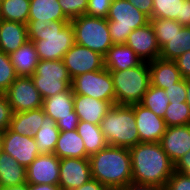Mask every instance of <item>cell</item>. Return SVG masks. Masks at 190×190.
Segmentation results:
<instances>
[{
    "instance_id": "39",
    "label": "cell",
    "mask_w": 190,
    "mask_h": 190,
    "mask_svg": "<svg viewBox=\"0 0 190 190\" xmlns=\"http://www.w3.org/2000/svg\"><path fill=\"white\" fill-rule=\"evenodd\" d=\"M13 116L12 108L5 93H0V131L4 132L10 126Z\"/></svg>"
},
{
    "instance_id": "17",
    "label": "cell",
    "mask_w": 190,
    "mask_h": 190,
    "mask_svg": "<svg viewBox=\"0 0 190 190\" xmlns=\"http://www.w3.org/2000/svg\"><path fill=\"white\" fill-rule=\"evenodd\" d=\"M132 48L136 55L144 62H151L159 58L158 46L153 26L149 22L145 26L133 30L125 43Z\"/></svg>"
},
{
    "instance_id": "16",
    "label": "cell",
    "mask_w": 190,
    "mask_h": 190,
    "mask_svg": "<svg viewBox=\"0 0 190 190\" xmlns=\"http://www.w3.org/2000/svg\"><path fill=\"white\" fill-rule=\"evenodd\" d=\"M140 142H160L167 128L163 118L143 105L132 104Z\"/></svg>"
},
{
    "instance_id": "33",
    "label": "cell",
    "mask_w": 190,
    "mask_h": 190,
    "mask_svg": "<svg viewBox=\"0 0 190 190\" xmlns=\"http://www.w3.org/2000/svg\"><path fill=\"white\" fill-rule=\"evenodd\" d=\"M167 127L190 124V107L186 102H169L163 117Z\"/></svg>"
},
{
    "instance_id": "15",
    "label": "cell",
    "mask_w": 190,
    "mask_h": 190,
    "mask_svg": "<svg viewBox=\"0 0 190 190\" xmlns=\"http://www.w3.org/2000/svg\"><path fill=\"white\" fill-rule=\"evenodd\" d=\"M60 159L54 154H40L26 168L29 184H59Z\"/></svg>"
},
{
    "instance_id": "45",
    "label": "cell",
    "mask_w": 190,
    "mask_h": 190,
    "mask_svg": "<svg viewBox=\"0 0 190 190\" xmlns=\"http://www.w3.org/2000/svg\"><path fill=\"white\" fill-rule=\"evenodd\" d=\"M175 171L190 177V151L177 161Z\"/></svg>"
},
{
    "instance_id": "22",
    "label": "cell",
    "mask_w": 190,
    "mask_h": 190,
    "mask_svg": "<svg viewBox=\"0 0 190 190\" xmlns=\"http://www.w3.org/2000/svg\"><path fill=\"white\" fill-rule=\"evenodd\" d=\"M143 62L126 44H113L104 56V67L109 71H120L136 67Z\"/></svg>"
},
{
    "instance_id": "26",
    "label": "cell",
    "mask_w": 190,
    "mask_h": 190,
    "mask_svg": "<svg viewBox=\"0 0 190 190\" xmlns=\"http://www.w3.org/2000/svg\"><path fill=\"white\" fill-rule=\"evenodd\" d=\"M43 108L13 113L9 128L20 135L34 137L40 129L44 116Z\"/></svg>"
},
{
    "instance_id": "13",
    "label": "cell",
    "mask_w": 190,
    "mask_h": 190,
    "mask_svg": "<svg viewBox=\"0 0 190 190\" xmlns=\"http://www.w3.org/2000/svg\"><path fill=\"white\" fill-rule=\"evenodd\" d=\"M2 151L27 168L40 155L34 137L20 135L7 128L3 132Z\"/></svg>"
},
{
    "instance_id": "35",
    "label": "cell",
    "mask_w": 190,
    "mask_h": 190,
    "mask_svg": "<svg viewBox=\"0 0 190 190\" xmlns=\"http://www.w3.org/2000/svg\"><path fill=\"white\" fill-rule=\"evenodd\" d=\"M183 0H153L152 18L176 20Z\"/></svg>"
},
{
    "instance_id": "29",
    "label": "cell",
    "mask_w": 190,
    "mask_h": 190,
    "mask_svg": "<svg viewBox=\"0 0 190 190\" xmlns=\"http://www.w3.org/2000/svg\"><path fill=\"white\" fill-rule=\"evenodd\" d=\"M76 130L82 137L86 153L89 156L108 146L100 125L79 120Z\"/></svg>"
},
{
    "instance_id": "37",
    "label": "cell",
    "mask_w": 190,
    "mask_h": 190,
    "mask_svg": "<svg viewBox=\"0 0 190 190\" xmlns=\"http://www.w3.org/2000/svg\"><path fill=\"white\" fill-rule=\"evenodd\" d=\"M58 2L69 20L86 14L88 0H58Z\"/></svg>"
},
{
    "instance_id": "11",
    "label": "cell",
    "mask_w": 190,
    "mask_h": 190,
    "mask_svg": "<svg viewBox=\"0 0 190 190\" xmlns=\"http://www.w3.org/2000/svg\"><path fill=\"white\" fill-rule=\"evenodd\" d=\"M13 113L42 107L43 98L31 77L18 76L5 92Z\"/></svg>"
},
{
    "instance_id": "36",
    "label": "cell",
    "mask_w": 190,
    "mask_h": 190,
    "mask_svg": "<svg viewBox=\"0 0 190 190\" xmlns=\"http://www.w3.org/2000/svg\"><path fill=\"white\" fill-rule=\"evenodd\" d=\"M17 77L10 56L0 51V93H5Z\"/></svg>"
},
{
    "instance_id": "14",
    "label": "cell",
    "mask_w": 190,
    "mask_h": 190,
    "mask_svg": "<svg viewBox=\"0 0 190 190\" xmlns=\"http://www.w3.org/2000/svg\"><path fill=\"white\" fill-rule=\"evenodd\" d=\"M92 178L89 158H62L59 167L60 190H74Z\"/></svg>"
},
{
    "instance_id": "5",
    "label": "cell",
    "mask_w": 190,
    "mask_h": 190,
    "mask_svg": "<svg viewBox=\"0 0 190 190\" xmlns=\"http://www.w3.org/2000/svg\"><path fill=\"white\" fill-rule=\"evenodd\" d=\"M115 89V104L132 105L141 103L151 85L149 62L120 70L110 71Z\"/></svg>"
},
{
    "instance_id": "40",
    "label": "cell",
    "mask_w": 190,
    "mask_h": 190,
    "mask_svg": "<svg viewBox=\"0 0 190 190\" xmlns=\"http://www.w3.org/2000/svg\"><path fill=\"white\" fill-rule=\"evenodd\" d=\"M164 90L169 102H186V79L182 78L179 82Z\"/></svg>"
},
{
    "instance_id": "10",
    "label": "cell",
    "mask_w": 190,
    "mask_h": 190,
    "mask_svg": "<svg viewBox=\"0 0 190 190\" xmlns=\"http://www.w3.org/2000/svg\"><path fill=\"white\" fill-rule=\"evenodd\" d=\"M44 113L52 117L60 131L76 130L79 118L74 111V93L70 86L66 91L43 99Z\"/></svg>"
},
{
    "instance_id": "2",
    "label": "cell",
    "mask_w": 190,
    "mask_h": 190,
    "mask_svg": "<svg viewBox=\"0 0 190 190\" xmlns=\"http://www.w3.org/2000/svg\"><path fill=\"white\" fill-rule=\"evenodd\" d=\"M28 40L35 45L39 60H62L75 44V33L70 20L49 23H28Z\"/></svg>"
},
{
    "instance_id": "25",
    "label": "cell",
    "mask_w": 190,
    "mask_h": 190,
    "mask_svg": "<svg viewBox=\"0 0 190 190\" xmlns=\"http://www.w3.org/2000/svg\"><path fill=\"white\" fill-rule=\"evenodd\" d=\"M27 183L26 168L12 156L0 153V189Z\"/></svg>"
},
{
    "instance_id": "23",
    "label": "cell",
    "mask_w": 190,
    "mask_h": 190,
    "mask_svg": "<svg viewBox=\"0 0 190 190\" xmlns=\"http://www.w3.org/2000/svg\"><path fill=\"white\" fill-rule=\"evenodd\" d=\"M69 20L58 0H30L28 23H49Z\"/></svg>"
},
{
    "instance_id": "9",
    "label": "cell",
    "mask_w": 190,
    "mask_h": 190,
    "mask_svg": "<svg viewBox=\"0 0 190 190\" xmlns=\"http://www.w3.org/2000/svg\"><path fill=\"white\" fill-rule=\"evenodd\" d=\"M74 94L85 95L115 104V89L110 71L106 68L80 74L72 79Z\"/></svg>"
},
{
    "instance_id": "49",
    "label": "cell",
    "mask_w": 190,
    "mask_h": 190,
    "mask_svg": "<svg viewBox=\"0 0 190 190\" xmlns=\"http://www.w3.org/2000/svg\"><path fill=\"white\" fill-rule=\"evenodd\" d=\"M186 103L190 107V79H186Z\"/></svg>"
},
{
    "instance_id": "52",
    "label": "cell",
    "mask_w": 190,
    "mask_h": 190,
    "mask_svg": "<svg viewBox=\"0 0 190 190\" xmlns=\"http://www.w3.org/2000/svg\"><path fill=\"white\" fill-rule=\"evenodd\" d=\"M105 190H122V189H120V188H109V187H107Z\"/></svg>"
},
{
    "instance_id": "48",
    "label": "cell",
    "mask_w": 190,
    "mask_h": 190,
    "mask_svg": "<svg viewBox=\"0 0 190 190\" xmlns=\"http://www.w3.org/2000/svg\"><path fill=\"white\" fill-rule=\"evenodd\" d=\"M26 190H60V187L59 185L26 183Z\"/></svg>"
},
{
    "instance_id": "34",
    "label": "cell",
    "mask_w": 190,
    "mask_h": 190,
    "mask_svg": "<svg viewBox=\"0 0 190 190\" xmlns=\"http://www.w3.org/2000/svg\"><path fill=\"white\" fill-rule=\"evenodd\" d=\"M150 23L153 26L160 49L183 27L176 20L171 19L152 18Z\"/></svg>"
},
{
    "instance_id": "31",
    "label": "cell",
    "mask_w": 190,
    "mask_h": 190,
    "mask_svg": "<svg viewBox=\"0 0 190 190\" xmlns=\"http://www.w3.org/2000/svg\"><path fill=\"white\" fill-rule=\"evenodd\" d=\"M30 0H5L0 3V19L28 24Z\"/></svg>"
},
{
    "instance_id": "24",
    "label": "cell",
    "mask_w": 190,
    "mask_h": 190,
    "mask_svg": "<svg viewBox=\"0 0 190 190\" xmlns=\"http://www.w3.org/2000/svg\"><path fill=\"white\" fill-rule=\"evenodd\" d=\"M54 154L59 158H89L77 130L60 131Z\"/></svg>"
},
{
    "instance_id": "47",
    "label": "cell",
    "mask_w": 190,
    "mask_h": 190,
    "mask_svg": "<svg viewBox=\"0 0 190 190\" xmlns=\"http://www.w3.org/2000/svg\"><path fill=\"white\" fill-rule=\"evenodd\" d=\"M106 188L107 187L101 184L98 180L91 178L85 184H82L74 190H105Z\"/></svg>"
},
{
    "instance_id": "51",
    "label": "cell",
    "mask_w": 190,
    "mask_h": 190,
    "mask_svg": "<svg viewBox=\"0 0 190 190\" xmlns=\"http://www.w3.org/2000/svg\"><path fill=\"white\" fill-rule=\"evenodd\" d=\"M3 147V132L0 131V153L2 152Z\"/></svg>"
},
{
    "instance_id": "32",
    "label": "cell",
    "mask_w": 190,
    "mask_h": 190,
    "mask_svg": "<svg viewBox=\"0 0 190 190\" xmlns=\"http://www.w3.org/2000/svg\"><path fill=\"white\" fill-rule=\"evenodd\" d=\"M140 104L163 118L169 105V98L164 89L150 85Z\"/></svg>"
},
{
    "instance_id": "7",
    "label": "cell",
    "mask_w": 190,
    "mask_h": 190,
    "mask_svg": "<svg viewBox=\"0 0 190 190\" xmlns=\"http://www.w3.org/2000/svg\"><path fill=\"white\" fill-rule=\"evenodd\" d=\"M75 33V43L105 56L113 45L106 18L82 15L70 20Z\"/></svg>"
},
{
    "instance_id": "28",
    "label": "cell",
    "mask_w": 190,
    "mask_h": 190,
    "mask_svg": "<svg viewBox=\"0 0 190 190\" xmlns=\"http://www.w3.org/2000/svg\"><path fill=\"white\" fill-rule=\"evenodd\" d=\"M60 130L55 120L45 115L40 129L34 134V139L40 154L54 153Z\"/></svg>"
},
{
    "instance_id": "19",
    "label": "cell",
    "mask_w": 190,
    "mask_h": 190,
    "mask_svg": "<svg viewBox=\"0 0 190 190\" xmlns=\"http://www.w3.org/2000/svg\"><path fill=\"white\" fill-rule=\"evenodd\" d=\"M112 105L108 101L98 100L85 95L74 94V111L79 120L100 125Z\"/></svg>"
},
{
    "instance_id": "44",
    "label": "cell",
    "mask_w": 190,
    "mask_h": 190,
    "mask_svg": "<svg viewBox=\"0 0 190 190\" xmlns=\"http://www.w3.org/2000/svg\"><path fill=\"white\" fill-rule=\"evenodd\" d=\"M133 6L152 19L153 0H128Z\"/></svg>"
},
{
    "instance_id": "30",
    "label": "cell",
    "mask_w": 190,
    "mask_h": 190,
    "mask_svg": "<svg viewBox=\"0 0 190 190\" xmlns=\"http://www.w3.org/2000/svg\"><path fill=\"white\" fill-rule=\"evenodd\" d=\"M187 51H190V27H182L160 49L159 58L174 61Z\"/></svg>"
},
{
    "instance_id": "46",
    "label": "cell",
    "mask_w": 190,
    "mask_h": 190,
    "mask_svg": "<svg viewBox=\"0 0 190 190\" xmlns=\"http://www.w3.org/2000/svg\"><path fill=\"white\" fill-rule=\"evenodd\" d=\"M122 190H164L160 186L138 183V182H130L125 188Z\"/></svg>"
},
{
    "instance_id": "20",
    "label": "cell",
    "mask_w": 190,
    "mask_h": 190,
    "mask_svg": "<svg viewBox=\"0 0 190 190\" xmlns=\"http://www.w3.org/2000/svg\"><path fill=\"white\" fill-rule=\"evenodd\" d=\"M27 41L26 24L0 19V51L10 55Z\"/></svg>"
},
{
    "instance_id": "6",
    "label": "cell",
    "mask_w": 190,
    "mask_h": 190,
    "mask_svg": "<svg viewBox=\"0 0 190 190\" xmlns=\"http://www.w3.org/2000/svg\"><path fill=\"white\" fill-rule=\"evenodd\" d=\"M106 19L113 44H125L133 30L150 22V18L128 0H112Z\"/></svg>"
},
{
    "instance_id": "4",
    "label": "cell",
    "mask_w": 190,
    "mask_h": 190,
    "mask_svg": "<svg viewBox=\"0 0 190 190\" xmlns=\"http://www.w3.org/2000/svg\"><path fill=\"white\" fill-rule=\"evenodd\" d=\"M100 128L109 146L129 149L140 143L131 105L114 104L101 120Z\"/></svg>"
},
{
    "instance_id": "50",
    "label": "cell",
    "mask_w": 190,
    "mask_h": 190,
    "mask_svg": "<svg viewBox=\"0 0 190 190\" xmlns=\"http://www.w3.org/2000/svg\"><path fill=\"white\" fill-rule=\"evenodd\" d=\"M0 190H26V184H22L19 186H12V187L0 189Z\"/></svg>"
},
{
    "instance_id": "12",
    "label": "cell",
    "mask_w": 190,
    "mask_h": 190,
    "mask_svg": "<svg viewBox=\"0 0 190 190\" xmlns=\"http://www.w3.org/2000/svg\"><path fill=\"white\" fill-rule=\"evenodd\" d=\"M62 61L71 79L83 73L105 68L104 56L77 43L65 53Z\"/></svg>"
},
{
    "instance_id": "18",
    "label": "cell",
    "mask_w": 190,
    "mask_h": 190,
    "mask_svg": "<svg viewBox=\"0 0 190 190\" xmlns=\"http://www.w3.org/2000/svg\"><path fill=\"white\" fill-rule=\"evenodd\" d=\"M159 143L170 160L176 164L190 151V124L167 127Z\"/></svg>"
},
{
    "instance_id": "1",
    "label": "cell",
    "mask_w": 190,
    "mask_h": 190,
    "mask_svg": "<svg viewBox=\"0 0 190 190\" xmlns=\"http://www.w3.org/2000/svg\"><path fill=\"white\" fill-rule=\"evenodd\" d=\"M132 163V182L145 183L165 188L175 171L159 142H140L129 148Z\"/></svg>"
},
{
    "instance_id": "43",
    "label": "cell",
    "mask_w": 190,
    "mask_h": 190,
    "mask_svg": "<svg viewBox=\"0 0 190 190\" xmlns=\"http://www.w3.org/2000/svg\"><path fill=\"white\" fill-rule=\"evenodd\" d=\"M176 21L183 27H190V0H183L180 15Z\"/></svg>"
},
{
    "instance_id": "3",
    "label": "cell",
    "mask_w": 190,
    "mask_h": 190,
    "mask_svg": "<svg viewBox=\"0 0 190 190\" xmlns=\"http://www.w3.org/2000/svg\"><path fill=\"white\" fill-rule=\"evenodd\" d=\"M92 178L109 188H125L132 182L128 148L107 146L89 156Z\"/></svg>"
},
{
    "instance_id": "41",
    "label": "cell",
    "mask_w": 190,
    "mask_h": 190,
    "mask_svg": "<svg viewBox=\"0 0 190 190\" xmlns=\"http://www.w3.org/2000/svg\"><path fill=\"white\" fill-rule=\"evenodd\" d=\"M164 190H190V177L174 171L166 183Z\"/></svg>"
},
{
    "instance_id": "27",
    "label": "cell",
    "mask_w": 190,
    "mask_h": 190,
    "mask_svg": "<svg viewBox=\"0 0 190 190\" xmlns=\"http://www.w3.org/2000/svg\"><path fill=\"white\" fill-rule=\"evenodd\" d=\"M9 56L17 76L31 77L33 75L39 58L32 41L28 40Z\"/></svg>"
},
{
    "instance_id": "8",
    "label": "cell",
    "mask_w": 190,
    "mask_h": 190,
    "mask_svg": "<svg viewBox=\"0 0 190 190\" xmlns=\"http://www.w3.org/2000/svg\"><path fill=\"white\" fill-rule=\"evenodd\" d=\"M31 78L43 99L72 86V79L62 60H39Z\"/></svg>"
},
{
    "instance_id": "38",
    "label": "cell",
    "mask_w": 190,
    "mask_h": 190,
    "mask_svg": "<svg viewBox=\"0 0 190 190\" xmlns=\"http://www.w3.org/2000/svg\"><path fill=\"white\" fill-rule=\"evenodd\" d=\"M112 0H88L86 15L92 17L106 18Z\"/></svg>"
},
{
    "instance_id": "21",
    "label": "cell",
    "mask_w": 190,
    "mask_h": 190,
    "mask_svg": "<svg viewBox=\"0 0 190 190\" xmlns=\"http://www.w3.org/2000/svg\"><path fill=\"white\" fill-rule=\"evenodd\" d=\"M151 85L166 89L182 79L176 62L157 58L149 62Z\"/></svg>"
},
{
    "instance_id": "42",
    "label": "cell",
    "mask_w": 190,
    "mask_h": 190,
    "mask_svg": "<svg viewBox=\"0 0 190 190\" xmlns=\"http://www.w3.org/2000/svg\"><path fill=\"white\" fill-rule=\"evenodd\" d=\"M177 68L184 79H190V51L183 52L176 60Z\"/></svg>"
}]
</instances>
